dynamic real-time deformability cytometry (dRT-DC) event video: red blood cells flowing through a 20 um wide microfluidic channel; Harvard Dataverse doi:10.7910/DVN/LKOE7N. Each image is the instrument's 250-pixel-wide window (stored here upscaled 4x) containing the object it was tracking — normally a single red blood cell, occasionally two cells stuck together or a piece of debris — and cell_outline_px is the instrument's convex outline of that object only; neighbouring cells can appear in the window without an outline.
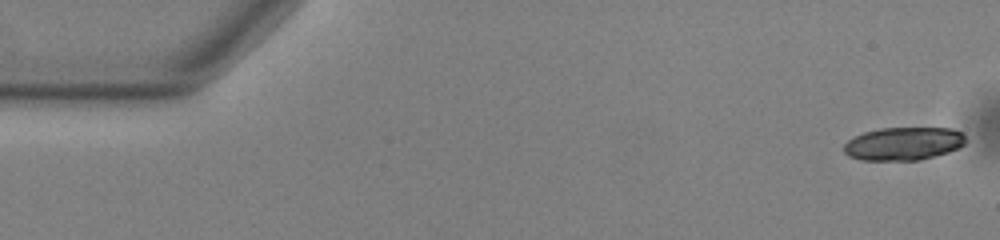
{"species": "common noctule bat (a hibernating species)", "species_latin": "Nyctalus noctula", "temperature_condition": "warm", "stored_images_in_passage": 53, "segment_of_instrument_passage": [1, 2], "camera_frame_rate_fps": 3000, "um_per_image_px": 0.085, "animal": {"sex": "male", "body_mass_g": 13.0, "forearm_length_mm": 53.1}, "frame": {"image": 1, "passage_image": 1, "time_ms": 0.0, "image_size_px": [1000, 240], "cell_outline_px": [[968, 140], [964, 144], [948, 152], [920, 160], [860, 160], [848, 156], [844, 152], [844, 144], [848, 140], [864, 132], [880, 128], [952, 128], [960, 132]], "centroid_in_image_um": [76.79, 12.21], "position_along_channel_um": 8.2, "area_um2": 23.47}}
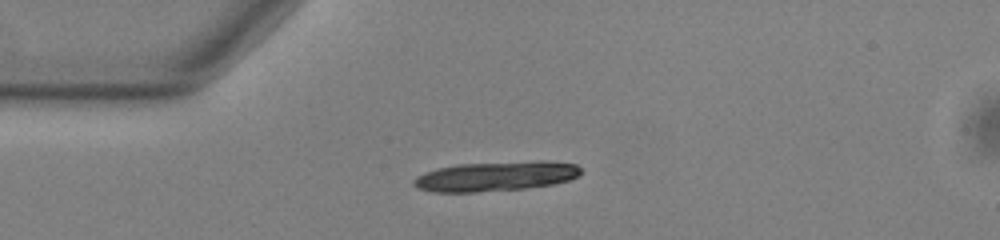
{"frame": {"image": 2, "passage_image": 13, "time_ms": 4.0, "image_size_px": [1000, 240], "cell_outline_px": [[580, 176], [568, 180], [552, 184], [524, 188], [476, 192], [432, 192], [416, 188], [412, 184], [412, 180], [416, 176], [424, 172], [436, 168], [456, 164], [540, 160], [544, 160], [576, 164], [580, 168]], "centroid_in_image_um": [42.09, 14.97], "position_along_channel_um": 42.9, "area_um2": 29.25}}